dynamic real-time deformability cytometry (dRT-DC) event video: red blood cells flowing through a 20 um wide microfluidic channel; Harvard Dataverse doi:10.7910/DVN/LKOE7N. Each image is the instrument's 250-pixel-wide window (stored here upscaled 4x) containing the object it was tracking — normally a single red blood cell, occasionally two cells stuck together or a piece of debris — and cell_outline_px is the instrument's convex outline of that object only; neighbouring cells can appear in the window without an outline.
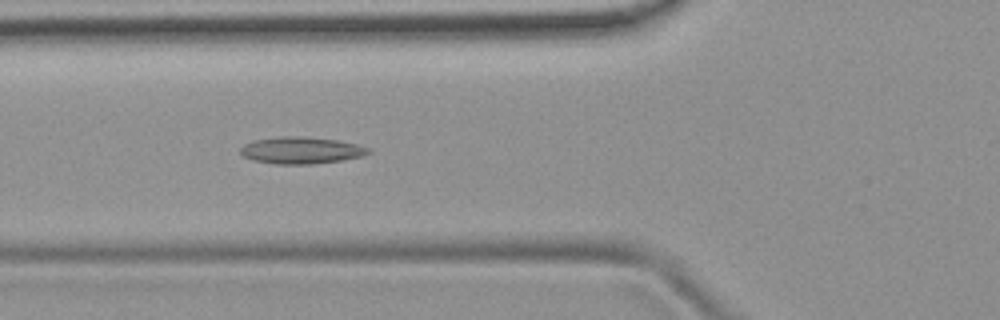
{"species": "common noctule bat (a hibernating species)", "species_latin": "Nyctalus noctula", "temperature_condition": "room temperature", "stored_images_in_passage": 50, "camera_frame_rate_fps": 3000, "um_per_image_px": 0.085, "animal": {"sex": "female", "body_mass_g": 19.9}, "frame": {"image": 1, "passage_image": 18, "time_ms": 5.667, "image_size_px": [1000, 320], "cell_outline_px": [[372, 152], [364, 156], [340, 160], [312, 164], [276, 164], [252, 160], [244, 156], [240, 152], [240, 148], [244, 144], [252, 140], [280, 136], [300, 136], [336, 140], [356, 144], [368, 148]], "centroid_in_image_um": [25.57, 12.77], "position_along_channel_um": 100.2, "area_um2": 20.0}}
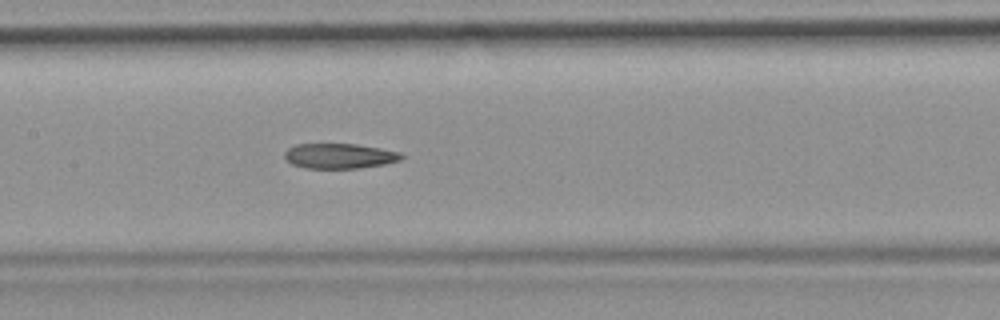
{"frame": {"image": 2, "passage_image": 24, "time_ms": 7.667, "image_size_px": [1000, 320], "cell_outline_px": [[404, 156], [400, 160], [384, 164], [360, 168], [304, 168], [292, 164], [284, 156], [284, 152], [288, 148], [296, 144], [356, 144], [380, 148], [400, 152]], "centroid_in_image_um": [28.85, 13.25], "position_along_channel_um": 178.6, "area_um2": 17.05}}
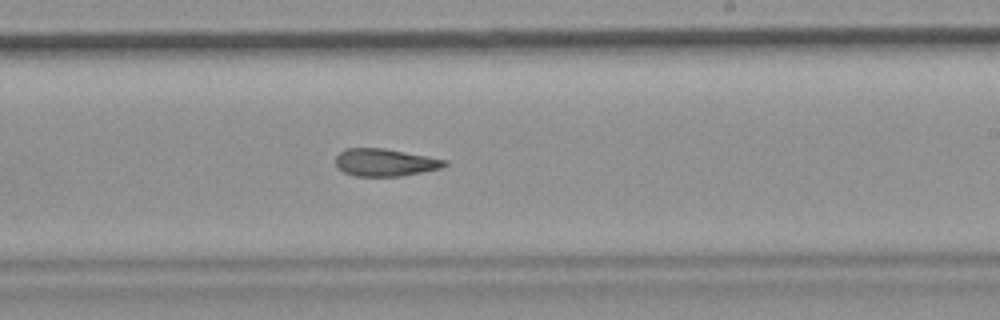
{"frame": {"image": 3, "passage_image": 30, "time_ms": 9.667, "image_size_px": [1000, 320], "cell_outline_px": [[448, 164], [440, 168], [400, 176], [356, 176], [344, 172], [336, 168], [336, 156], [344, 148], [384, 148], [428, 156], [448, 160]], "centroid_in_image_um": [32.7, 13.8], "position_along_channel_um": 256.3, "area_um2": 17.46}, "authors_computed_cell_mechanics": {"area_um2": 18.6983, "velocity_mm_per_s": 3.9064, "shape_relaxation_time_tau1_ms": null, "shape_relaxation_time_tau2_ms": 6.6282, "deformation_change_tau1": null, "deformation_change_tau2": 0.1616}}